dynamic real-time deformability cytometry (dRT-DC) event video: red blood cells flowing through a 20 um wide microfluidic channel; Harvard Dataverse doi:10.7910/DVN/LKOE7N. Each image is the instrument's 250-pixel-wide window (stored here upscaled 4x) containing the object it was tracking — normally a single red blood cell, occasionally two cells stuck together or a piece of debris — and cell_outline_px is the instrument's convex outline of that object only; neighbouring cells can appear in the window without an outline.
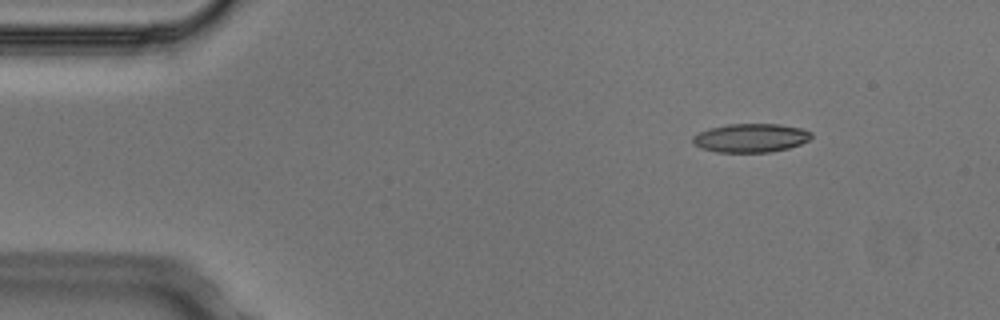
{"species": "Egyptian fruit bat (a non-hibernating species)", "species_latin": "Rousettus aegyptiacus", "temperature_condition": "cold", "stored_images_in_passage": 3, "camera_frame_rate_fps": 3000, "um_per_image_px": 0.085, "animal": {"sex": "male"}, "frame": {"image": 1, "passage_image": 1, "time_ms": 0.0, "image_size_px": [1000, 320], "cell_outline_px": [[812, 136], [808, 140], [800, 144], [788, 148], [772, 152], [716, 152], [700, 148], [692, 140], [692, 136], [708, 128], [728, 124], [780, 124], [800, 128], [812, 132]], "centroid_in_image_um": [63.81, 11.72], "position_along_channel_um": 21.2, "area_um2": 19.83}}
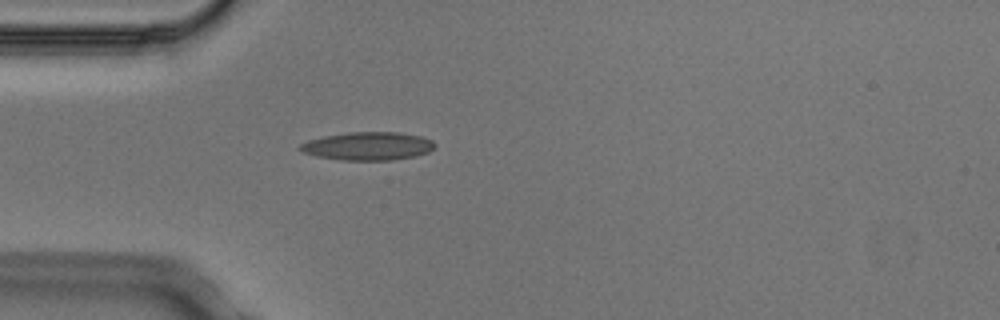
{"frame": {"image": 2, "passage_image": 3, "time_ms": 0.667, "image_size_px": [1000, 320], "cell_outline_px": [[436, 144], [428, 152], [416, 156], [392, 160], [340, 160], [316, 156], [304, 152], [296, 148], [300, 144], [308, 140], [324, 136], [348, 132], [400, 132], [420, 136], [432, 140]], "centroid_in_image_um": [31.26, 12.41], "position_along_channel_um": 53.7, "area_um2": 22.2}}